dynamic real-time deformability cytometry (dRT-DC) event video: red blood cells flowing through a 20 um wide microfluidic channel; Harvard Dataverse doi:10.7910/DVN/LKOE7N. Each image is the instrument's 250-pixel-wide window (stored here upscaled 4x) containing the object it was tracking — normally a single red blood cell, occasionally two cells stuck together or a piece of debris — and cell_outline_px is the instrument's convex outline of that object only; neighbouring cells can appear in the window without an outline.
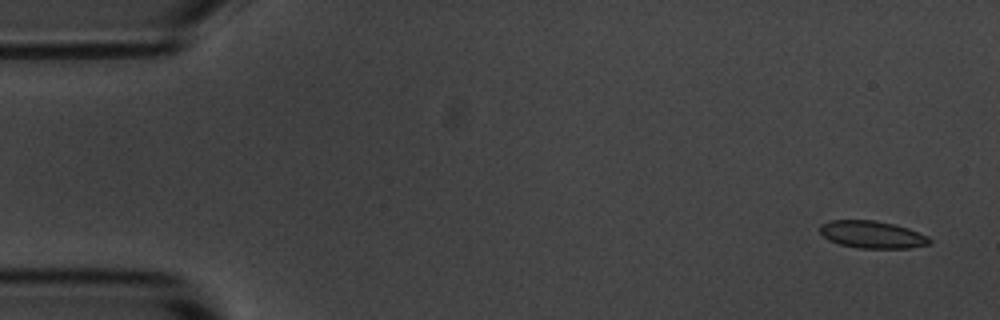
{"species": "common noctule bat (a hibernating species)", "species_latin": "Nyctalus noctula", "temperature_condition": "room temperature", "stored_images_in_passage": 5, "camera_frame_rate_fps": 3000, "um_per_image_px": 0.085, "animal": {"sex": "male", "body_mass_g": 20.1, "forearm_length_mm": 53.5}, "frame": {"image": 1, "passage_image": 1, "time_ms": 0.0, "image_size_px": [1000, 320], "cell_outline_px": [[932, 244], [908, 248], [860, 248], [840, 244], [828, 240], [820, 232], [820, 224], [832, 220], [876, 220], [896, 224], [908, 228], [928, 236], [932, 240]], "centroid_in_image_um": [74.16, 19.93], "position_along_channel_um": 10.8, "area_um2": 17.57}}